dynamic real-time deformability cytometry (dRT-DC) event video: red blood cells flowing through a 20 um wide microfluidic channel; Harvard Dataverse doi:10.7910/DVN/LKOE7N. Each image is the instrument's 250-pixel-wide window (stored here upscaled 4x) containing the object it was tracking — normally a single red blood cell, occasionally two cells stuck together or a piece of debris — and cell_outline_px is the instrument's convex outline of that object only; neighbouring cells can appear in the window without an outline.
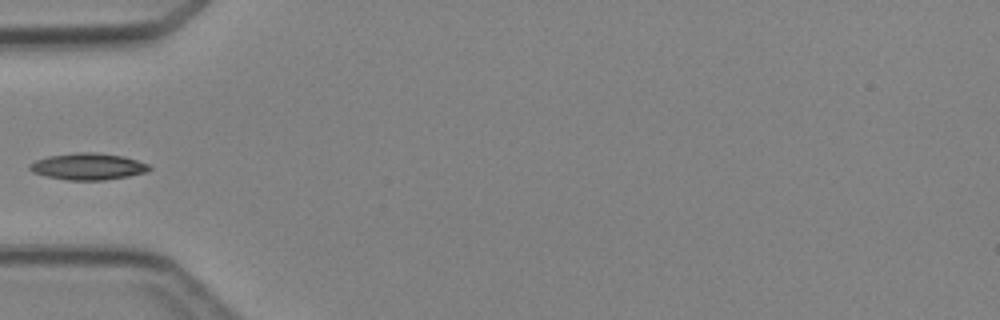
{"species": "Egyptian fruit bat (a non-hibernating species)", "species_latin": "Rousettus aegyptiacus", "temperature_condition": "cold", "stored_images_in_passage": 4, "camera_frame_rate_fps": 3000, "um_per_image_px": 0.085, "animal": {"sex": "female"}, "frame": {"image": 1, "passage_image": 4, "time_ms": 4.667, "image_size_px": [1000, 320], "cell_outline_px": [[152, 168], [144, 172], [128, 176], [104, 180], [68, 180], [48, 176], [32, 172], [28, 168], [28, 164], [36, 160], [48, 156], [76, 152], [96, 152], [124, 156], [148, 164]], "centroid_in_image_um": [7.46, 14.14], "position_along_channel_um": 77.5, "area_um2": 18.5}}